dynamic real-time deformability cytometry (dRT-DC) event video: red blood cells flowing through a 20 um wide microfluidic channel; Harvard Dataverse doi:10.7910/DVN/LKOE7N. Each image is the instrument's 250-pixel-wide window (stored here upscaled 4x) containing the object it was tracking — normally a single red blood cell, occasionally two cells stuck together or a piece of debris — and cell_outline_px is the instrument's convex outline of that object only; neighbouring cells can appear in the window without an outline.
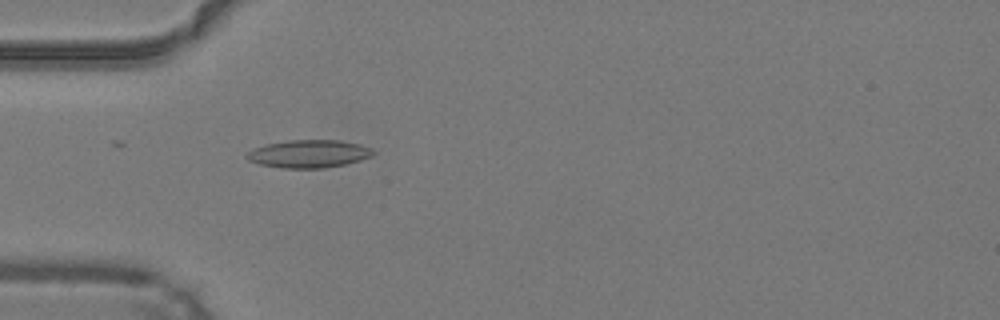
{"species": "common noctule bat (a hibernating species)", "species_latin": "Nyctalus noctula", "temperature_condition": "warm", "stored_images_in_passage": 49, "camera_frame_rate_fps": 3000, "um_per_image_px": 0.085, "animal": {"sex": "male", "body_mass_g": 19.2, "forearm_length_mm": 51.8}, "frame": {"image": 1, "passage_image": 15, "time_ms": 4.667, "image_size_px": [1000, 320], "cell_outline_px": [[376, 152], [372, 156], [360, 160], [344, 164], [324, 168], [280, 168], [260, 164], [248, 160], [244, 156], [248, 152], [256, 148], [268, 144], [288, 140], [340, 140], [360, 144], [372, 148]], "centroid_in_image_um": [26.28, 13.07], "position_along_channel_um": 58.7, "area_um2": 20.46}}
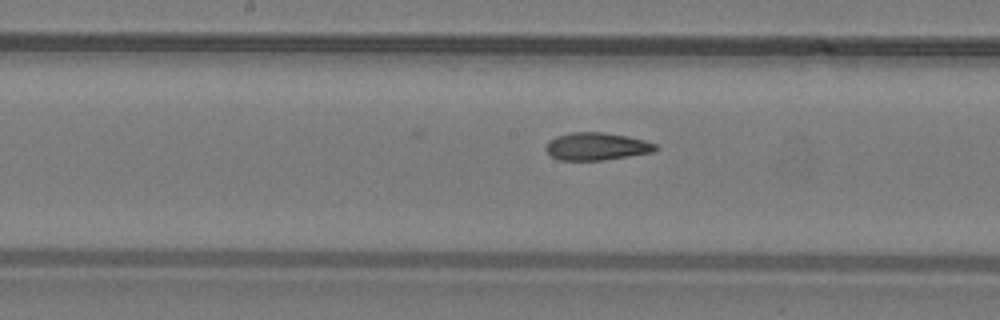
{"frame": {"image": 2, "passage_image": 25, "time_ms": 8.0, "image_size_px": [1000, 320], "cell_outline_px": [[660, 148], [652, 152], [604, 160], [560, 160], [552, 156], [544, 148], [548, 140], [556, 136], [572, 132], [604, 132], [628, 136], [644, 140], [656, 144]], "centroid_in_image_um": [50.71, 12.43], "position_along_channel_um": 197.5, "area_um2": 17.69}}
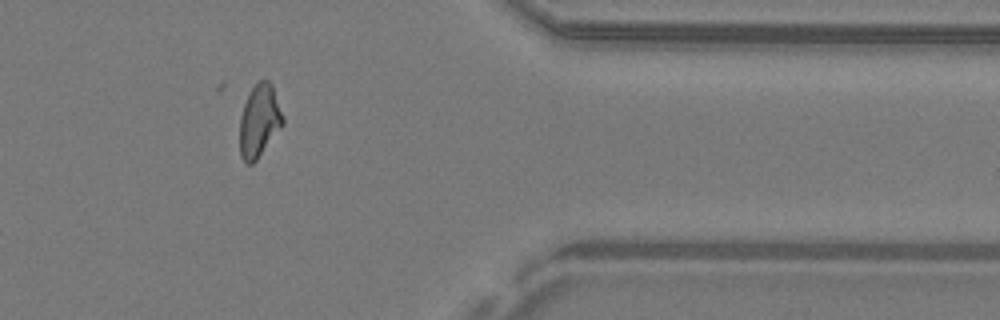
{"frame": {"image": 3, "passage_image": 40, "time_ms": 13.0, "image_size_px": [1000, 320], "cell_outline_px": [[284, 124], [256, 160], [252, 164], [248, 164], [240, 156], [240, 116], [244, 104], [252, 88], [260, 80], [268, 80], [272, 84], [284, 120]], "centroid_in_image_um": [22.04, 10.28], "position_along_channel_um": 389.4, "area_um2": 17.98}, "authors_computed_cell_mechanics": {"area_um2": 18.6694, "velocity_mm_per_s": 4.2605, "shape_relaxation_time_tau1_ms": 6.3664, "shape_relaxation_time_tau2_ms": 2.7364, "deformation_change_tau1": 0.1815, "deformation_change_tau2": 0.0996}}